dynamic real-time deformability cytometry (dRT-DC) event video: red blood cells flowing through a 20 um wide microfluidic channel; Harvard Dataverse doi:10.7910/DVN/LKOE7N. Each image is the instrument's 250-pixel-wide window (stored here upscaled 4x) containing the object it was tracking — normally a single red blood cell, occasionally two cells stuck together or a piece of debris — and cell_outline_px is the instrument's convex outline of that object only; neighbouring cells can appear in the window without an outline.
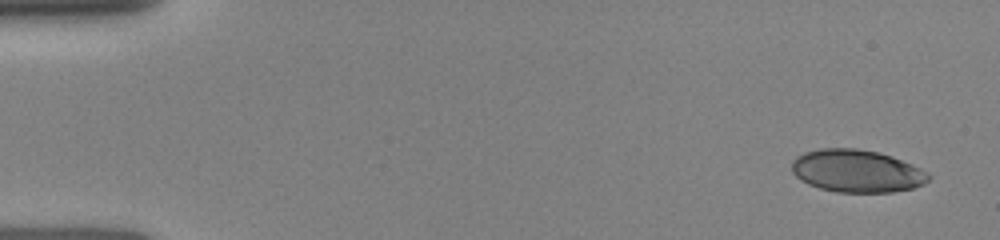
{"species": "human", "species_latin": "Homo sapiens", "temperature_condition": "room temperature", "stored_images_in_passage": 5, "camera_frame_rate_fps": 3000, "um_per_image_px": 0.085, "donor": {"sex": "female"}, "frame": {"image": 1, "passage_image": 1, "time_ms": 0.0, "image_size_px": [1000, 240], "cell_outline_px": [[932, 176], [924, 184], [912, 188], [892, 192], [836, 192], [820, 188], [808, 184], [800, 180], [792, 172], [792, 160], [796, 156], [804, 152], [820, 148], [856, 148], [876, 152], [892, 156], [912, 164], [928, 172]], "centroid_in_image_um": [72.82, 14.53], "position_along_channel_um": 12.2, "area_um2": 34.1}}
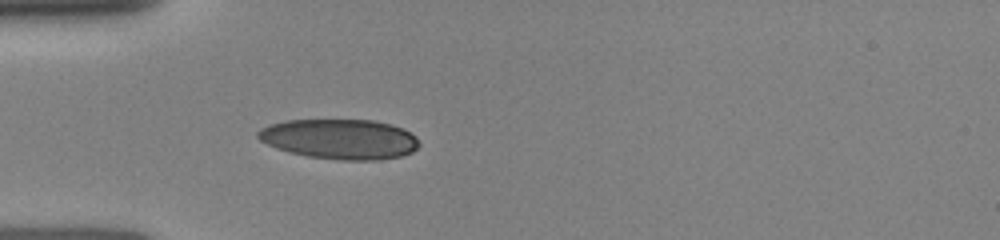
{"frame": {"image": 2, "passage_image": 5, "time_ms": 4.0, "image_size_px": [1000, 240], "cell_outline_px": [[420, 144], [412, 152], [400, 156], [380, 160], [340, 160], [308, 156], [288, 152], [276, 148], [260, 140], [256, 136], [256, 132], [260, 128], [268, 124], [288, 120], [372, 120], [392, 124], [404, 128], [416, 136]], "centroid_in_image_um": [28.89, 11.82], "position_along_channel_um": 56.1, "area_um2": 37.86}}